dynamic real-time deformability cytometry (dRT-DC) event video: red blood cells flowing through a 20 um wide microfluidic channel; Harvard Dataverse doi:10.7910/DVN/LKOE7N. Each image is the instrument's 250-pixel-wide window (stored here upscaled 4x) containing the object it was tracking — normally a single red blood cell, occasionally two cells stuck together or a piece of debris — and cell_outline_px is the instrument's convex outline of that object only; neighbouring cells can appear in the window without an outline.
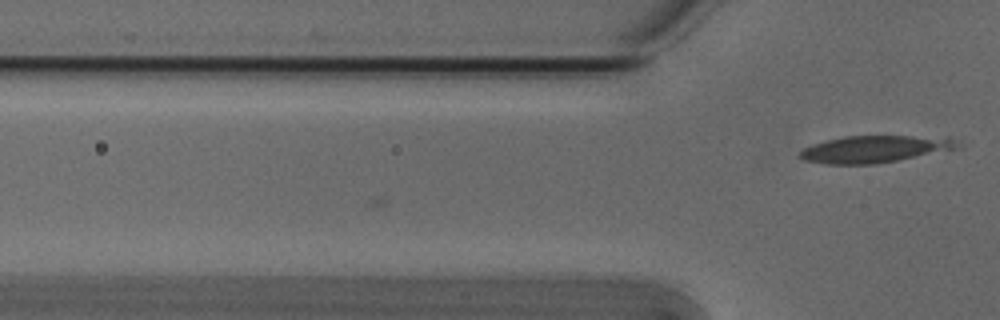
{"species": "Egyptian fruit bat (a non-hibernating species)", "species_latin": "Rousettus aegyptiacus", "temperature_condition": "cold", "stored_images_in_passage": 5, "camera_frame_rate_fps": 3000, "um_per_image_px": 0.085, "animal": {"sex": "male"}, "frame": {"image": 1, "passage_image": 5, "time_ms": 1.333, "image_size_px": [1000, 320], "cell_outline_px": [[956, 148], [876, 164], [824, 164], [804, 160], [796, 156], [804, 148], [812, 144], [844, 136], [912, 136], [952, 140]], "centroid_in_image_um": [74.12, 12.69], "position_along_channel_um": 51.7, "area_um2": 23.87}}